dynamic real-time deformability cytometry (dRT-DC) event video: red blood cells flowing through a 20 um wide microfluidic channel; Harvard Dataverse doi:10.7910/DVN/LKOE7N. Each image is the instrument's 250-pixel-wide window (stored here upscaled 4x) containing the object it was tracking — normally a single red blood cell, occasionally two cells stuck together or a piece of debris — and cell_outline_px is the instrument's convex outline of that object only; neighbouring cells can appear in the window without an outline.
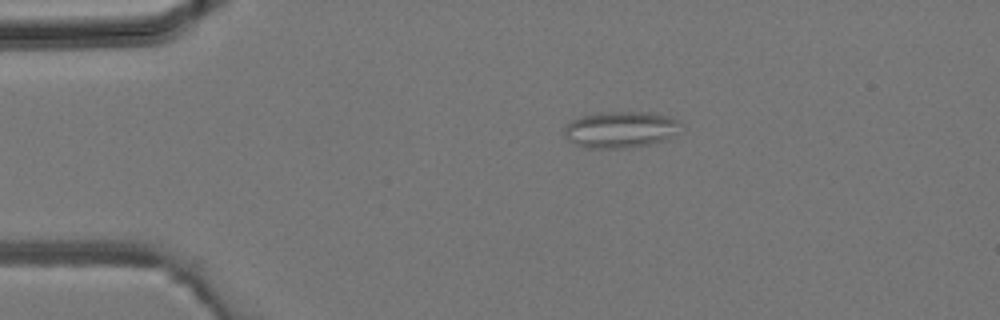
{"species": "common noctule bat (a hibernating species)", "species_latin": "Nyctalus noctula", "temperature_condition": "room temperature", "stored_images_in_passage": 35, "camera_frame_rate_fps": 3000, "um_per_image_px": 0.085, "animal": {"sex": "male", "body_mass_g": 19.2, "forearm_length_mm": 51.8}, "frame": {"image": 1, "passage_image": 1, "time_ms": 0.0, "image_size_px": [1000, 320], "cell_outline_px": [[684, 124], [676, 132], [664, 140], [648, 144], [624, 148], [584, 148], [568, 140], [564, 136], [564, 124], [572, 120], [584, 116], [604, 112], [652, 112], [672, 116], [680, 120]], "centroid_in_image_um": [52.76, 11.0], "position_along_channel_um": 32.2, "area_um2": 24.91}}
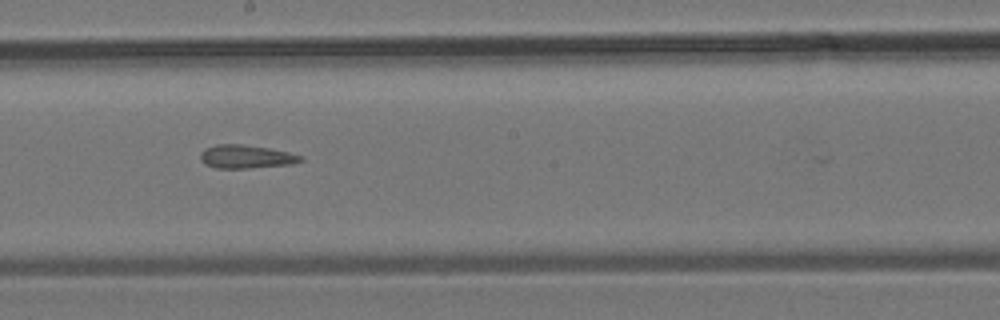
{"frame": {"image": 2, "passage_image": 16, "time_ms": 5.0, "image_size_px": [1000, 320], "cell_outline_px": [[304, 160], [292, 164], [248, 168], [216, 168], [204, 164], [200, 160], [200, 152], [204, 148], [216, 144], [244, 144], [268, 148], [288, 152], [304, 156]], "centroid_in_image_um": [20.89, 13.31], "position_along_channel_um": 227.3, "area_um2": 13.81}}
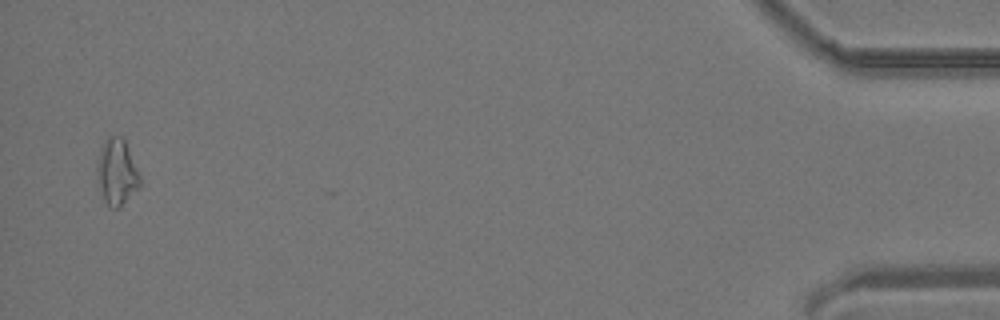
{"frame": {"image": 3, "passage_image": 34, "time_ms": 11.0, "image_size_px": [1000, 320], "cell_outline_px": [[140, 184], [120, 208], [112, 208], [104, 200], [100, 188], [96, 172], [96, 168], [100, 148], [104, 140], [108, 136], [120, 136], [124, 140], [140, 176]], "centroid_in_image_um": [9.9, 14.61], "position_along_channel_um": 425.3, "area_um2": 16.18}}